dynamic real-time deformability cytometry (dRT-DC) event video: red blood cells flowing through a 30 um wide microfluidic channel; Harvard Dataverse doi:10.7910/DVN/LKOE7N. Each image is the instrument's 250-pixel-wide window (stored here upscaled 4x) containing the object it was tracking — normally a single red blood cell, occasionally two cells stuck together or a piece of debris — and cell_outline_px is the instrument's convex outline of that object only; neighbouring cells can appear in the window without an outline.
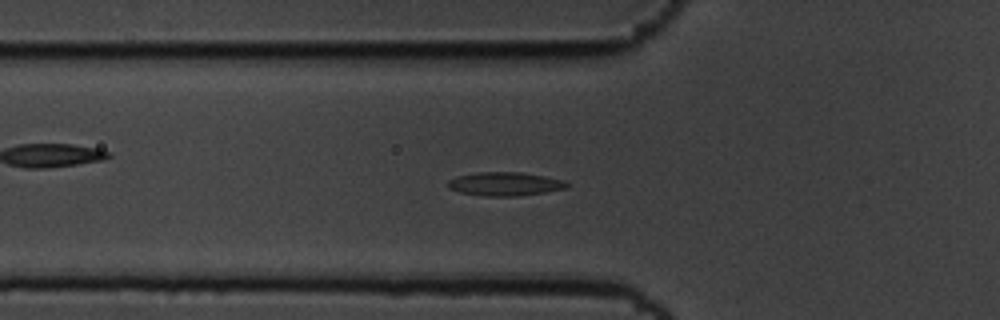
{"species": "common noctule bat (a hibernating species)", "species_latin": "Nyctalus noctula", "temperature_condition": "cold", "stored_images_in_passage": 59, "camera_frame_rate_fps": 3000, "um_per_image_px": 0.085, "animal": {"sex": "male", "body_mass_g": 19.5, "forearm_length_mm": 54.6}, "frame": {"image": 1, "passage_image": 20, "time_ms": 6.333, "image_size_px": [1000, 320], "cell_outline_px": [[568, 184], [564, 188], [544, 192], [516, 196], [484, 196], [460, 192], [448, 188], [448, 180], [456, 176], [480, 172], [520, 172], [544, 176], [564, 180]], "centroid_in_image_um": [42.87, 15.63], "position_along_channel_um": 82.9, "area_um2": 16.18}}
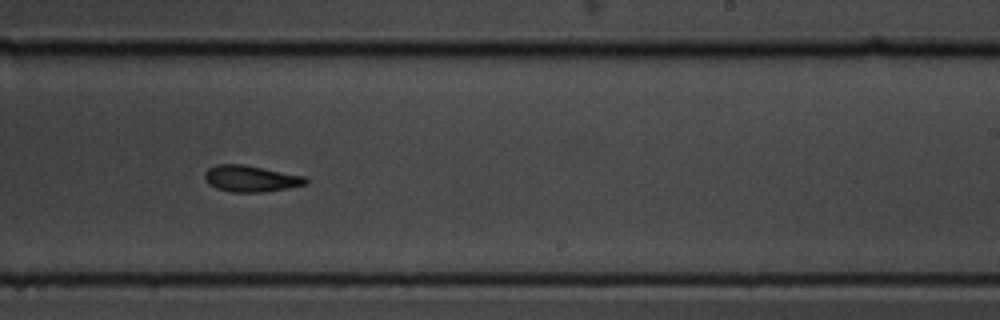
{"frame": {"image": 2, "passage_image": 36, "time_ms": 11.667, "image_size_px": [1000, 320], "cell_outline_px": [[308, 184], [288, 188], [260, 192], [232, 192], [216, 188], [208, 184], [204, 180], [204, 172], [208, 168], [216, 164], [240, 164], [304, 176], [308, 180]], "centroid_in_image_um": [21.27, 15.19], "position_along_channel_um": 267.7, "area_um2": 15.43}}
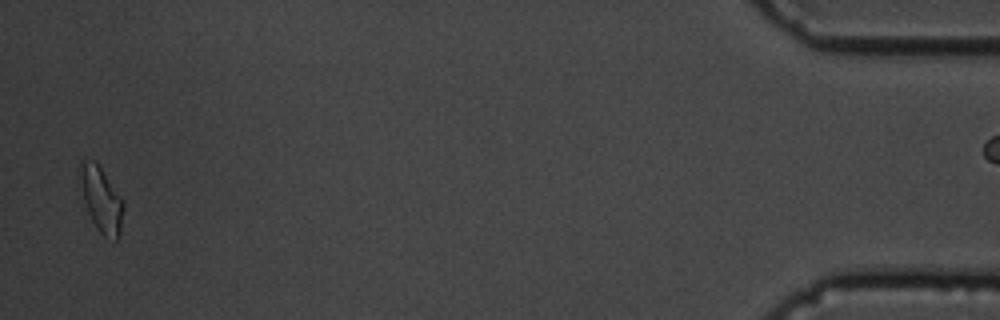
{"frame": {"image": 3, "passage_image": 57, "time_ms": 18.667, "image_size_px": [1000, 320], "cell_outline_px": [[124, 208], [120, 232], [116, 240], [104, 236], [100, 232], [92, 220], [88, 212], [84, 200], [80, 176], [80, 160], [92, 160], [100, 168], [120, 196], [124, 204]], "centroid_in_image_um": [8.62, 16.98], "position_along_channel_um": 426.6, "area_um2": 15.84}, "authors_computed_cell_mechanics": {"area_um2": 15.4326, "velocity_mm_per_s": 3.4616, "shape_relaxation_time_tau1_ms": 6.9846, "shape_relaxation_time_tau2_ms": 2.5735, "deformation_change_tau1": 0.1401, "deformation_change_tau2": 0.0823}}